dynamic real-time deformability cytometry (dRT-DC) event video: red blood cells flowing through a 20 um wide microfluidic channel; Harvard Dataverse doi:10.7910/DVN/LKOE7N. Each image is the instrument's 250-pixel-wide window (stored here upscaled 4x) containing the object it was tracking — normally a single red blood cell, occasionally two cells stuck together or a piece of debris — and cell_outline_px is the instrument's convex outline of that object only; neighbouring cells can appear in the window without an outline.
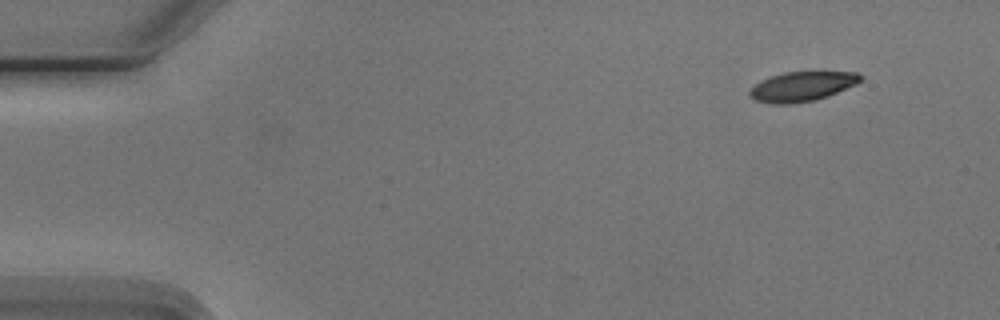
{"species": "Egyptian fruit bat (a non-hibernating species)", "species_latin": "Rousettus aegyptiacus", "temperature_condition": "cold", "stored_images_in_passage": 4, "camera_frame_rate_fps": 3000, "um_per_image_px": 0.085, "animal": {"sex": "male"}, "frame": {"image": 1, "passage_image": 1, "time_ms": 0.0, "image_size_px": [1000, 320], "cell_outline_px": [[864, 80], [856, 84], [828, 96], [816, 100], [792, 104], [776, 104], [756, 100], [748, 96], [748, 92], [756, 84], [772, 76], [784, 72], [856, 72], [864, 76]], "centroid_in_image_um": [68.22, 7.35], "position_along_channel_um": 16.8, "area_um2": 19.07}}
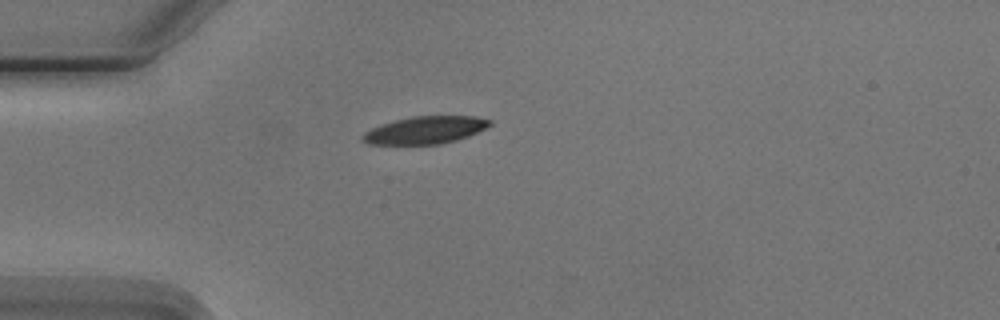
{"frame": {"image": 2, "passage_image": 3, "time_ms": 3.333, "image_size_px": [1000, 320], "cell_outline_px": [[492, 124], [468, 136], [456, 140], [440, 144], [368, 144], [360, 136], [364, 132], [372, 128], [396, 120], [412, 116], [476, 116], [492, 120]], "centroid_in_image_um": [36.16, 11.05], "position_along_channel_um": 48.8, "area_um2": 20.11}}